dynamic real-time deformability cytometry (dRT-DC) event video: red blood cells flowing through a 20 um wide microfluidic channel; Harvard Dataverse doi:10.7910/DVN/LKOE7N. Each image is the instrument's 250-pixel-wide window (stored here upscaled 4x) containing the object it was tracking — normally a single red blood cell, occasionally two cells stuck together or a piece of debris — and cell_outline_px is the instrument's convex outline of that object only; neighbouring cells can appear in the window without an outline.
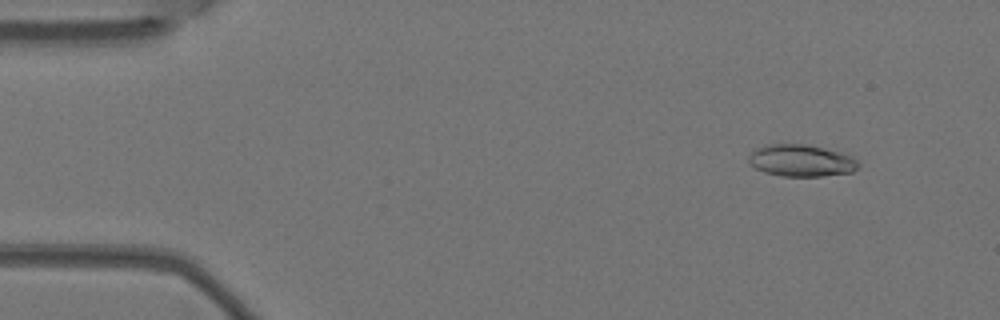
{"species": "Egyptian fruit bat (a non-hibernating species)", "species_latin": "Rousettus aegyptiacus", "temperature_condition": "warm", "stored_images_in_passage": 7, "camera_frame_rate_fps": 3000, "um_per_image_px": 0.085, "animal": {"sex": "female"}, "frame": {"image": 1, "passage_image": 2, "time_ms": 0.333, "image_size_px": [1000, 320], "cell_outline_px": [[860, 164], [852, 172], [820, 176], [784, 176], [764, 172], [756, 168], [748, 160], [748, 156], [756, 148], [764, 144], [804, 144], [824, 148], [840, 152], [852, 156]], "centroid_in_image_um": [68.09, 13.64], "position_along_channel_um": 16.9, "area_um2": 20.29}}
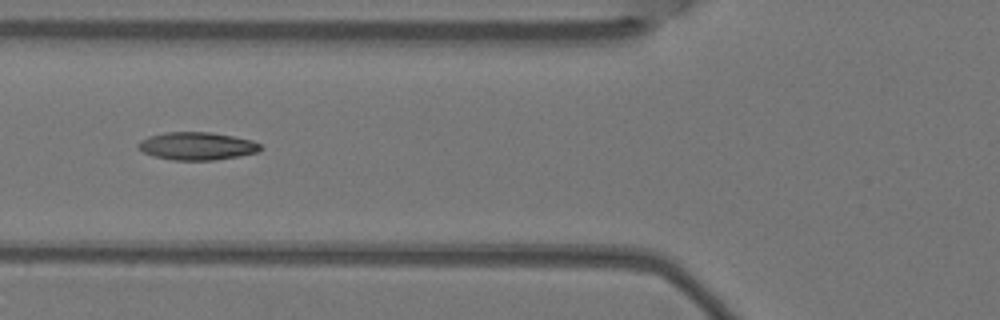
{"frame": {"image": 2, "passage_image": 6, "time_ms": 1.667, "image_size_px": [1000, 320], "cell_outline_px": [[264, 148], [260, 152], [216, 160], [172, 160], [152, 156], [136, 148], [136, 144], [140, 140], [148, 136], [164, 132], [212, 132], [252, 140], [260, 144]], "centroid_in_image_um": [16.73, 12.41], "position_along_channel_um": 109.1, "area_um2": 20.11}}
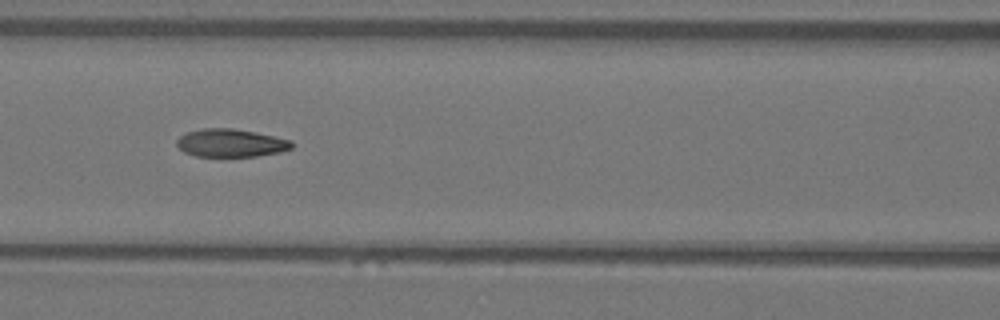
{"frame": {"image": 3, "passage_image": 7, "time_ms": 2.0, "image_size_px": [1000, 320], "cell_outline_px": [[292, 148], [280, 152], [256, 156], [196, 156], [184, 152], [176, 144], [176, 140], [180, 136], [188, 132], [200, 128], [232, 128], [256, 132], [292, 140]], "centroid_in_image_um": [19.61, 12.14], "position_along_channel_um": 147.0, "area_um2": 18.73}}